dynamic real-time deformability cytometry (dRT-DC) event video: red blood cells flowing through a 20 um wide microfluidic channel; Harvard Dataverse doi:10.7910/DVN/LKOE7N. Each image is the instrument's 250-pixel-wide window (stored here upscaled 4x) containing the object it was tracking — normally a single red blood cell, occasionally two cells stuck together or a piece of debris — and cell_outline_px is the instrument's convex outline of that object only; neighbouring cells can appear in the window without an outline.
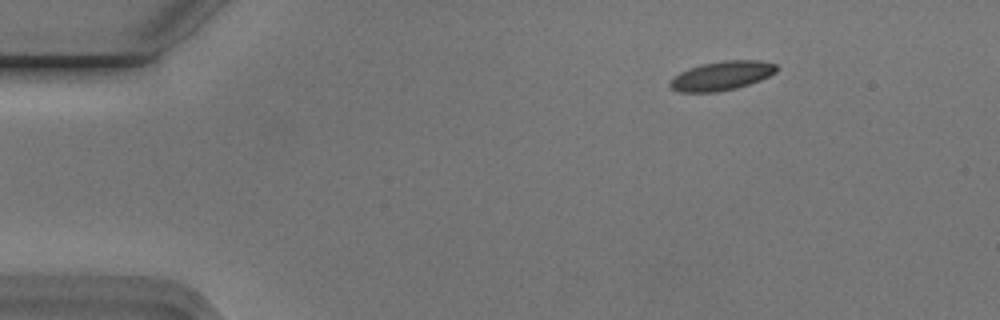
{"species": "Egyptian fruit bat (a non-hibernating species)", "species_latin": "Rousettus aegyptiacus", "temperature_condition": "cold", "stored_images_in_passage": 4, "camera_frame_rate_fps": 3000, "um_per_image_px": 0.085, "animal": {"sex": "male"}, "frame": {"image": 1, "passage_image": 4, "time_ms": 1.0, "image_size_px": [1000, 320], "cell_outline_px": [[776, 72], [760, 80], [736, 88], [716, 92], [680, 92], [672, 88], [668, 84], [680, 72], [688, 68], [704, 64], [724, 60], [760, 60], [776, 64]], "centroid_in_image_um": [61.35, 6.43], "position_along_channel_um": 23.6, "area_um2": 17.8}}